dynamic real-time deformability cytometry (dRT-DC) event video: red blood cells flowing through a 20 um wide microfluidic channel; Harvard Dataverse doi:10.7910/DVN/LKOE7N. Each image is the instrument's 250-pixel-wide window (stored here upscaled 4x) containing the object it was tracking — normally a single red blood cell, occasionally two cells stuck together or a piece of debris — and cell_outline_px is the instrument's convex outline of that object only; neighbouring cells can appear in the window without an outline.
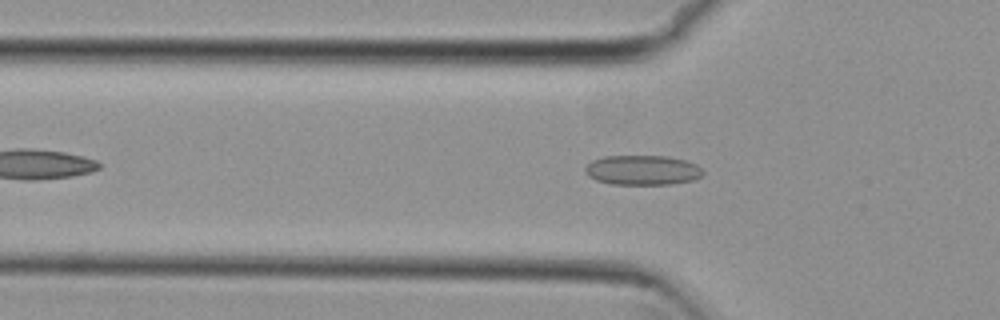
{"species": "common noctule bat (a hibernating species)", "species_latin": "Nyctalus noctula", "temperature_condition": "cold", "stored_images_in_passage": 44, "camera_frame_rate_fps": 3000, "um_per_image_px": 0.085, "animal": {"sex": "female", "body_mass_g": 29.2, "forearm_length_mm": 56.3}, "frame": {"image": 1, "passage_image": 8, "time_ms": 2.333, "image_size_px": [1000, 320], "cell_outline_px": [[704, 172], [700, 176], [692, 180], [672, 184], [612, 184], [596, 180], [588, 176], [584, 172], [584, 168], [592, 160], [604, 156], [668, 156], [684, 160], [696, 164]], "centroid_in_image_um": [54.58, 14.46], "position_along_channel_um": 71.2, "area_um2": 20.4}}
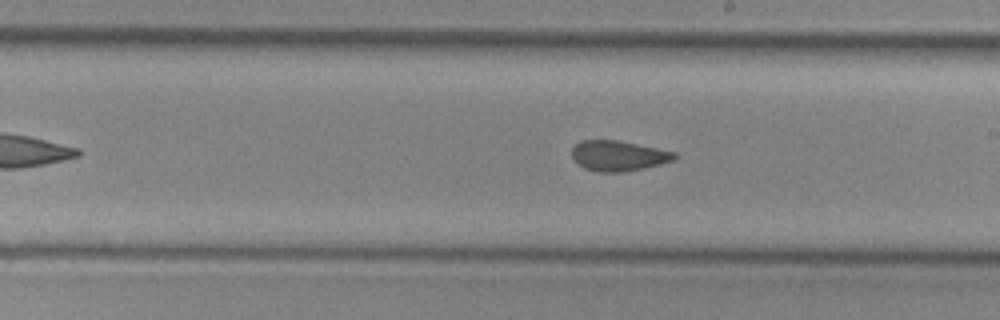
{"frame": {"image": 2, "passage_image": 21, "time_ms": 6.667, "image_size_px": [1000, 320], "cell_outline_px": [[680, 156], [672, 160], [660, 164], [644, 168], [624, 172], [600, 172], [584, 168], [572, 156], [572, 148], [580, 140], [620, 140], [676, 152]], "centroid_in_image_um": [52.59, 13.23], "position_along_channel_um": 236.4, "area_um2": 18.15}}
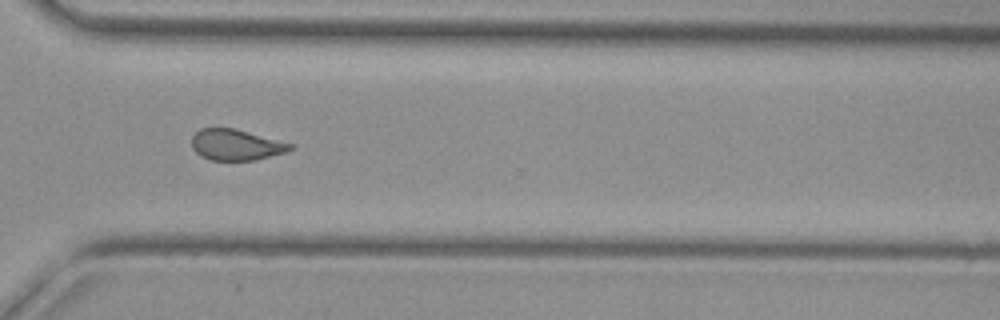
{"frame": {"image": 3, "passage_image": 30, "time_ms": 9.667, "image_size_px": [1000, 320], "cell_outline_px": [[292, 148], [284, 152], [256, 160], [212, 160], [200, 156], [192, 148], [192, 136], [200, 128], [236, 128], [292, 144]], "centroid_in_image_um": [20.01, 12.3], "position_along_channel_um": 350.6, "area_um2": 17.63}, "authors_computed_cell_mechanics": {"area_um2": 18.8428, "velocity_mm_per_s": 3.8062, "shape_relaxation_time_tau1_ms": null, "shape_relaxation_time_tau2_ms": 1.6783, "deformation_change_tau1": null, "deformation_change_tau2": 0.0933}}